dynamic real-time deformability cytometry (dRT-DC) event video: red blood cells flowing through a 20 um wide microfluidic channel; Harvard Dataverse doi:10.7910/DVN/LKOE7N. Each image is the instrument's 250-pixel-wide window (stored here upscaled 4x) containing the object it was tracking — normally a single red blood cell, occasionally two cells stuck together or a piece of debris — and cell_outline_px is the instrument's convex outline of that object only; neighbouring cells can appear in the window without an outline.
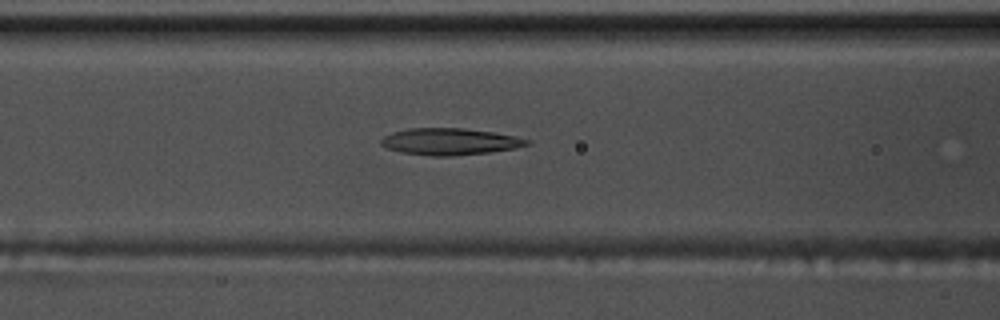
{"species": "common noctule bat (a hibernating species)", "species_latin": "Nyctalus noctula", "temperature_condition": "warm", "stored_images_in_passage": 26, "camera_frame_rate_fps": 3000, "um_per_image_px": 0.085, "animal": {"sex": "male", "body_mass_g": 17.5, "forearm_length_mm": 52.3}, "frame": {"image": 1, "passage_image": 22, "time_ms": 7.0, "image_size_px": [1000, 320], "cell_outline_px": [[532, 144], [516, 148], [488, 152], [452, 156], [432, 156], [400, 152], [388, 148], [380, 144], [380, 140], [384, 136], [392, 132], [408, 128], [464, 128], [492, 132], [532, 140]], "centroid_in_image_um": [38.23, 12.03], "position_along_channel_um": 128.4, "area_um2": 22.72}}
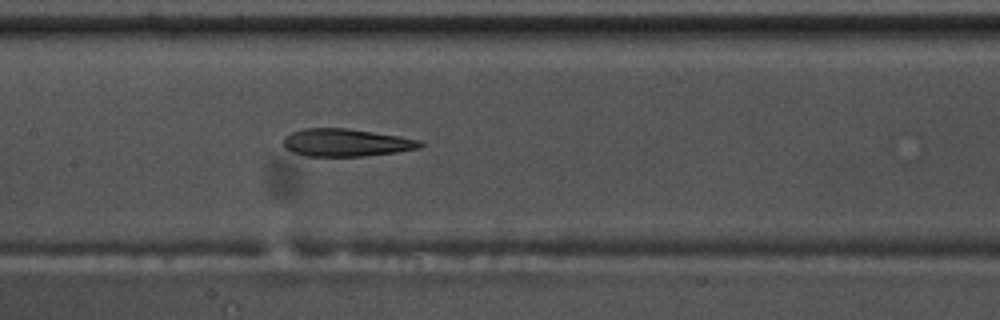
{"frame": {"image": 2, "passage_image": 26, "time_ms": 8.333, "image_size_px": [1000, 320], "cell_outline_px": [[424, 144], [420, 148], [396, 152], [364, 156], [308, 156], [292, 152], [284, 148], [284, 136], [292, 132], [304, 128], [348, 128], [420, 140]], "centroid_in_image_um": [29.39, 12.12], "position_along_channel_um": 178.0, "area_um2": 21.91}}